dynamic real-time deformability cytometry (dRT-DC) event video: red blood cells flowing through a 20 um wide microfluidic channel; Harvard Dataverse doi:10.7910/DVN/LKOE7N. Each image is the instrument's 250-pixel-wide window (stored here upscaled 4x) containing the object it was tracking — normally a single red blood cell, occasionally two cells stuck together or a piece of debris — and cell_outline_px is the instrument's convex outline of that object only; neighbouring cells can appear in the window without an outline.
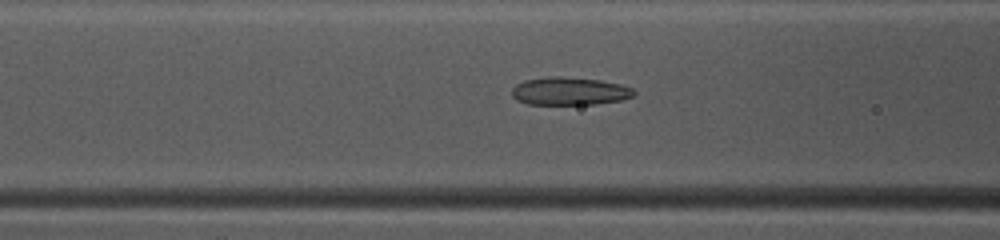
{"species": "common noctule bat (a hibernating species)", "species_latin": "Nyctalus noctula", "temperature_condition": "warm", "stored_images_in_passage": 49, "camera_frame_rate_fps": 3000, "um_per_image_px": 0.085, "animal": {"sex": "female", "body_mass_g": 10.0, "forearm_length_mm": 53.1}, "frame": {"image": 1, "passage_image": 20, "time_ms": 6.333, "image_size_px": [1000, 240], "cell_outline_px": [[636, 92], [632, 96], [624, 100], [596, 104], [528, 104], [516, 100], [512, 96], [512, 88], [516, 84], [524, 80], [548, 76], [560, 76], [600, 80], [620, 84], [632, 88]], "centroid_in_image_um": [48.4, 7.75], "position_along_channel_um": 118.2, "area_um2": 20.0}}
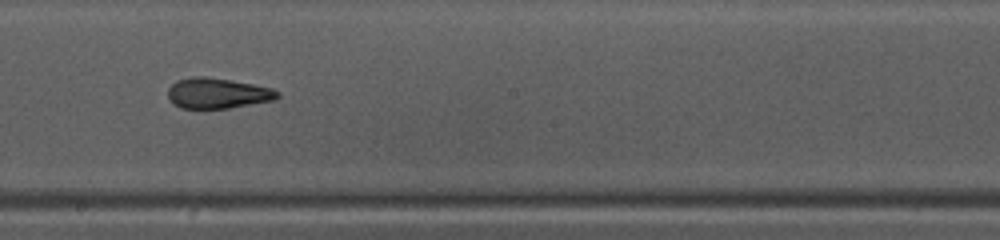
{"frame": {"image": 2, "passage_image": 28, "time_ms": 9.0, "image_size_px": [1000, 240], "cell_outline_px": [[280, 96], [276, 100], [228, 108], [180, 108], [168, 96], [168, 88], [176, 80], [192, 76], [204, 76], [232, 80], [272, 88], [280, 92]], "centroid_in_image_um": [18.52, 7.91], "position_along_channel_um": 229.7, "area_um2": 19.48}}
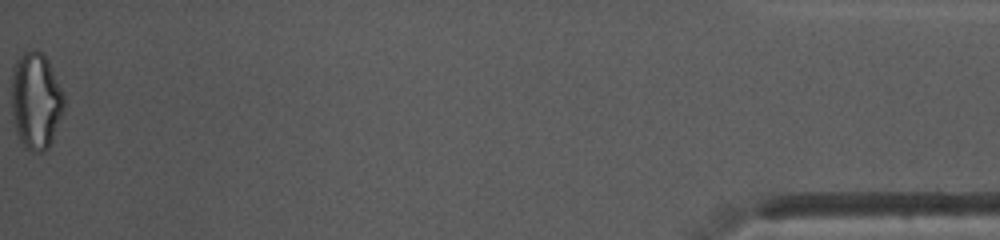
{"frame": {"image": 3, "passage_image": 49, "time_ms": 16.0, "image_size_px": [1000, 240], "cell_outline_px": [[64, 112], [52, 140], [48, 148], [40, 152], [32, 152], [24, 148], [16, 132], [12, 116], [12, 72], [16, 60], [24, 52], [32, 48], [40, 52], [48, 60], [64, 92]], "centroid_in_image_um": [3.06, 8.58], "position_along_channel_um": 432.1, "area_um2": 29.94}, "authors_computed_cell_mechanics": {"area_um2": 20.9236, "velocity_mm_per_s": 4.1677, "shape_relaxation_time_tau1_ms": 9.1396, "shape_relaxation_time_tau2_ms": 1.6406, "deformation_change_tau1": 0.2576, "deformation_change_tau2": 0.1008}}